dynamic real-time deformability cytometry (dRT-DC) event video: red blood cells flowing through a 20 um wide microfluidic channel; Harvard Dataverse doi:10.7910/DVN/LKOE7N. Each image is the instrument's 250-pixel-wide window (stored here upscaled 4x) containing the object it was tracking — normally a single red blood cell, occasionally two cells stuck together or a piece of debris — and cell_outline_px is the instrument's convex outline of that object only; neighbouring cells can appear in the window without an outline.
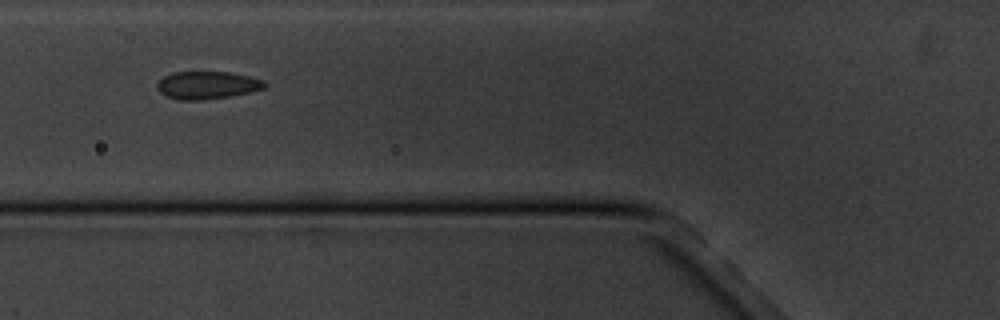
{"species": "common noctule bat (a hibernating species)", "species_latin": "Nyctalus noctula", "temperature_condition": "cold", "stored_images_in_passage": 4, "camera_frame_rate_fps": 3000, "um_per_image_px": 0.085, "animal": {"sex": "male", "body_mass_g": 20.1, "forearm_length_mm": 53.5}, "frame": {"image": 1, "passage_image": 4, "time_ms": 3.333, "image_size_px": [1000, 320], "cell_outline_px": [[264, 88], [248, 92], [228, 96], [200, 100], [180, 100], [168, 96], [160, 92], [156, 88], [156, 84], [164, 76], [172, 72], [228, 72], [248, 76], [264, 80]], "centroid_in_image_um": [17.56, 7.23], "position_along_channel_um": 108.2, "area_um2": 17.05}}